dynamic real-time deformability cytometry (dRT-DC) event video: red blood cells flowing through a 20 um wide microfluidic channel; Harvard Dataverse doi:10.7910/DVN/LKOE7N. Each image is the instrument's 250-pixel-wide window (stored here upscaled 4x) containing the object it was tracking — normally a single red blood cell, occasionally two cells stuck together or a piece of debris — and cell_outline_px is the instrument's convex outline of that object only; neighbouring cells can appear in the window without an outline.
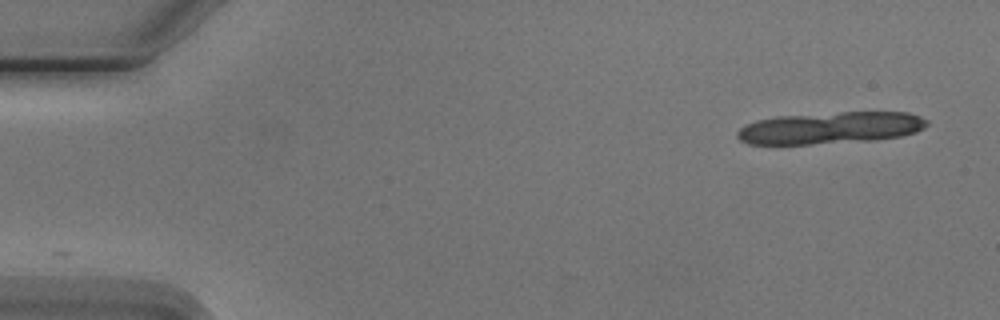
{"species": "Egyptian fruit bat (a non-hibernating species)", "species_latin": "Rousettus aegyptiacus", "temperature_condition": "cold", "stored_images_in_passage": 5, "camera_frame_rate_fps": 3000, "um_per_image_px": 0.085, "animal": {"sex": "male"}, "frame": {"image": 1, "passage_image": 1, "time_ms": 0.0, "image_size_px": [1000, 320], "cell_outline_px": [[928, 124], [924, 128], [916, 132], [900, 136], [876, 140], [808, 144], [748, 144], [740, 140], [736, 136], [736, 132], [740, 128], [756, 120], [780, 116], [840, 112], [908, 112], [920, 116], [928, 120]], "centroid_in_image_um": [70.61, 10.87], "position_along_channel_um": 14.4, "area_um2": 35.26}}